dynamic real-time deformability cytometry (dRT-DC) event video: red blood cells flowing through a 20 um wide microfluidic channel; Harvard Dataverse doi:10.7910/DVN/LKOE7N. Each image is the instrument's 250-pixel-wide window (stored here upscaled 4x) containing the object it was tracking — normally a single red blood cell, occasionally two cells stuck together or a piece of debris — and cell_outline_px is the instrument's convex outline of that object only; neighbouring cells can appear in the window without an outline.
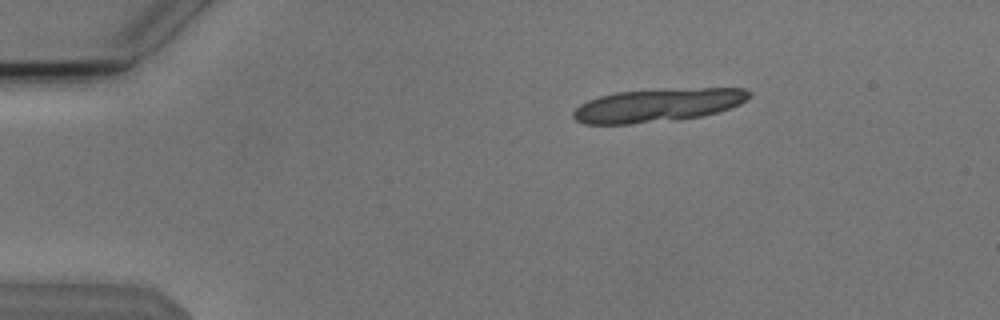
{"species": "Egyptian fruit bat (a non-hibernating species)", "species_latin": "Rousettus aegyptiacus", "temperature_condition": "cold", "stored_images_in_passage": 4, "camera_frame_rate_fps": 3000, "um_per_image_px": 0.085, "animal": {"sex": "male"}, "frame": {"image": 1, "passage_image": 1, "time_ms": 0.0, "image_size_px": [1000, 320], "cell_outline_px": [[752, 96], [740, 104], [720, 112], [704, 116], [680, 120], [632, 124], [584, 124], [576, 120], [572, 116], [572, 112], [580, 104], [588, 100], [600, 96], [616, 92], [700, 88], [744, 88], [752, 92]], "centroid_in_image_um": [55.95, 8.96], "position_along_channel_um": 29.1, "area_um2": 34.39}}